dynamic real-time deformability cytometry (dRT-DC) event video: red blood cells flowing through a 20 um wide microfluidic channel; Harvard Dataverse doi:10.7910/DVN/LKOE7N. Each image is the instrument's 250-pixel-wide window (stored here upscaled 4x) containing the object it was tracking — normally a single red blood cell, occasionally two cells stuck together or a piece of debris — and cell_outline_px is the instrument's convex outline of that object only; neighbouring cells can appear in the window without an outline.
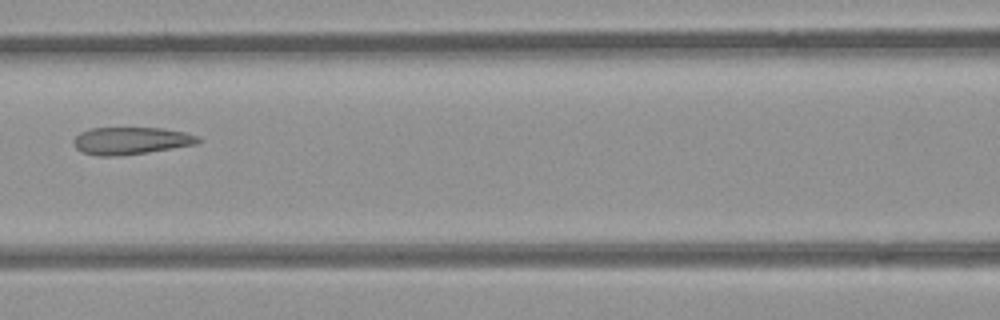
{"species": "common noctule bat (a hibernating species)", "species_latin": "Nyctalus noctula", "temperature_condition": "room temperature", "stored_images_in_passage": 3, "camera_frame_rate_fps": 3000, "um_per_image_px": 0.085, "animal": {"sex": "female", "body_mass_g": 21.9}, "frame": {"image": 1, "passage_image": 3, "time_ms": 2.333, "image_size_px": [1000, 320], "cell_outline_px": [[200, 144], [148, 152], [120, 156], [96, 156], [80, 152], [76, 148], [72, 140], [80, 132], [88, 128], [164, 128], [184, 132], [200, 136]], "centroid_in_image_um": [11.13, 11.97], "position_along_channel_um": 155.5, "area_um2": 20.17}}